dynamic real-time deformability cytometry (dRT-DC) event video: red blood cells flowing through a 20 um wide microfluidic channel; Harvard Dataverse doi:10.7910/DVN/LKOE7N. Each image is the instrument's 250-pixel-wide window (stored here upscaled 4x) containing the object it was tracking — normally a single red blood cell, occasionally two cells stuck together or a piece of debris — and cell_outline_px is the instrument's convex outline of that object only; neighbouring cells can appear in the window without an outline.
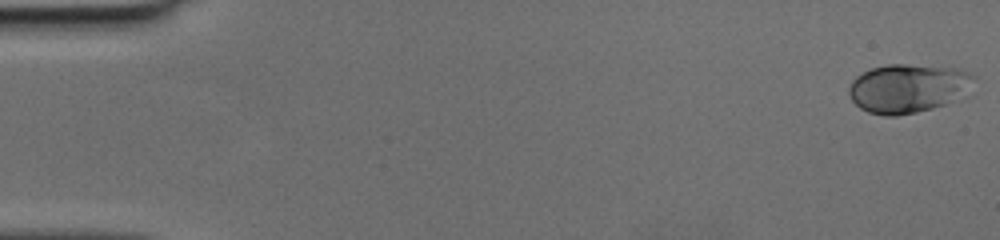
{"species": "human", "species_latin": "Homo sapiens", "temperature_condition": "cold", "stored_images_in_passage": 49, "camera_frame_rate_fps": 3000, "um_per_image_px": 0.085, "donor": {"sex": "female"}, "frame": {"image": 1, "passage_image": 1, "time_ms": 0.0, "image_size_px": [1000, 240], "cell_outline_px": [[976, 76], [944, 104], [932, 108], [916, 112], [896, 116], [884, 116], [868, 112], [860, 108], [852, 100], [848, 92], [848, 88], [852, 80], [856, 76], [872, 68], [888, 64], [904, 64], [956, 68], [968, 72]], "centroid_in_image_um": [77.02, 7.49], "position_along_channel_um": 8.0, "area_um2": 34.39}}
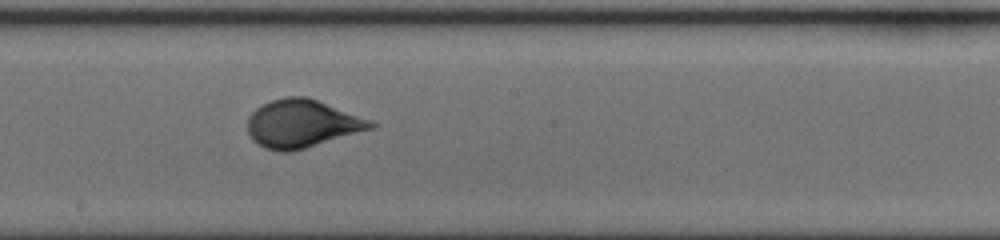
{"frame": {"image": 2, "passage_image": 28, "time_ms": 9.0, "image_size_px": [1000, 240], "cell_outline_px": [[380, 124], [372, 128], [292, 152], [280, 152], [264, 148], [252, 140], [248, 132], [248, 116], [256, 108], [272, 100], [284, 96], [308, 96], [372, 120]], "centroid_in_image_um": [25.66, 10.5], "position_along_channel_um": 222.5, "area_um2": 34.51}}
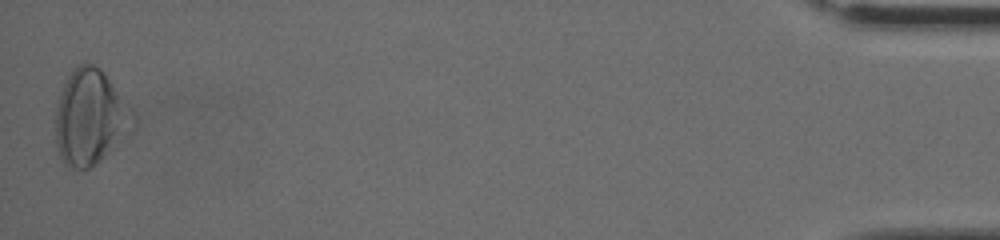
{"frame": {"image": 3, "passage_image": 49, "time_ms": 16.0, "image_size_px": [1000, 240], "cell_outline_px": [[136, 128], [132, 132], [100, 160], [88, 168], [76, 168], [64, 164], [60, 156], [56, 144], [56, 104], [64, 84], [72, 68], [76, 64], [84, 60], [100, 68], [104, 72], [132, 108], [136, 116]], "centroid_in_image_um": [7.7, 9.93], "position_along_channel_um": 427.5, "area_um2": 43.47}}